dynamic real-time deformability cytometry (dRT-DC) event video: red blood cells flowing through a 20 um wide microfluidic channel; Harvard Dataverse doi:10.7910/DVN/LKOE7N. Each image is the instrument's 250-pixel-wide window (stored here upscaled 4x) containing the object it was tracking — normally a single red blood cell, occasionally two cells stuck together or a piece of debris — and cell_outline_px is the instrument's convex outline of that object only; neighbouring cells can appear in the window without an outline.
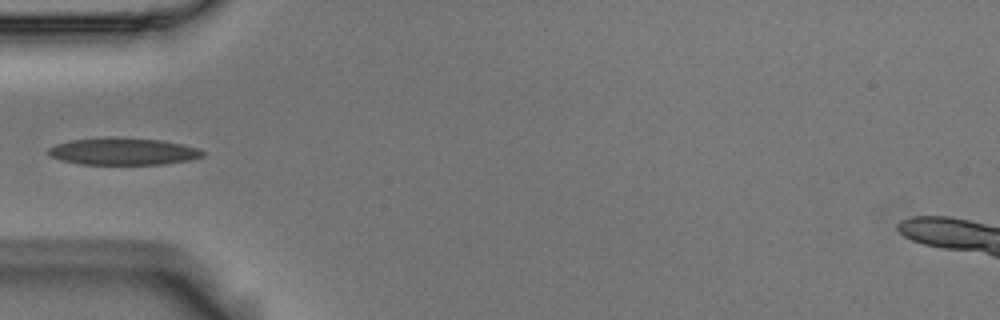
{"species": "Egyptian fruit bat (a non-hibernating species)", "species_latin": "Rousettus aegyptiacus", "temperature_condition": "room temperature", "stored_images_in_passage": 37, "camera_frame_rate_fps": 3000, "um_per_image_px": 0.085, "animal": {"sex": "male"}, "frame": {"image": 1, "passage_image": 1, "time_ms": 0.0, "image_size_px": [1000, 320], "cell_outline_px": [[204, 156], [192, 160], [164, 164], [80, 164], [60, 160], [48, 156], [44, 152], [48, 148], [56, 144], [68, 140], [104, 136], [116, 136], [160, 140], [200, 148], [204, 152]], "centroid_in_image_um": [10.4, 12.85], "position_along_channel_um": 74.6, "area_um2": 24.97}}
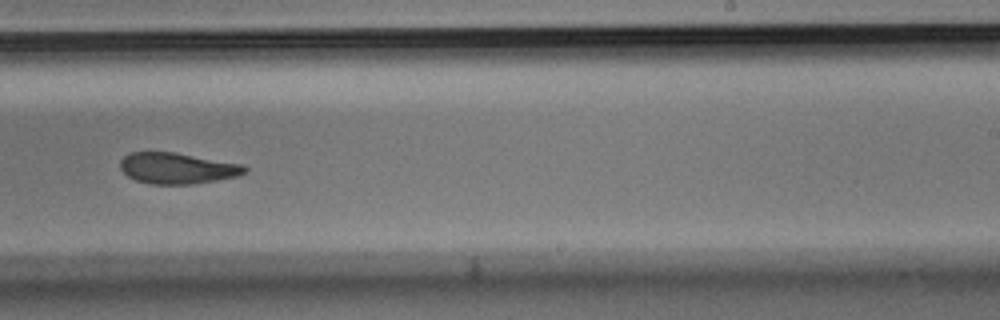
{"frame": {"image": 2, "passage_image": 17, "time_ms": 5.333, "image_size_px": [1000, 320], "cell_outline_px": [[248, 172], [236, 176], [216, 180], [192, 184], [148, 184], [136, 180], [128, 176], [120, 168], [120, 160], [128, 152], [176, 152], [244, 164], [248, 168]], "centroid_in_image_um": [15.08, 14.29], "position_along_channel_um": 273.9, "area_um2": 22.72}}
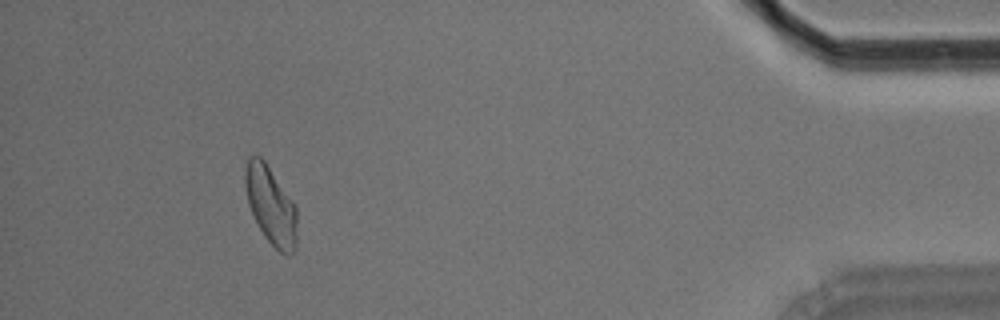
{"frame": {"image": 3, "passage_image": 33, "time_ms": 10.667, "image_size_px": [1000, 320], "cell_outline_px": [[296, 248], [288, 256], [280, 252], [264, 236], [248, 204], [244, 184], [244, 168], [248, 156], [260, 156], [264, 160], [296, 204]], "centroid_in_image_um": [23.01, 17.43], "position_along_channel_um": 412.2, "area_um2": 23.64}}